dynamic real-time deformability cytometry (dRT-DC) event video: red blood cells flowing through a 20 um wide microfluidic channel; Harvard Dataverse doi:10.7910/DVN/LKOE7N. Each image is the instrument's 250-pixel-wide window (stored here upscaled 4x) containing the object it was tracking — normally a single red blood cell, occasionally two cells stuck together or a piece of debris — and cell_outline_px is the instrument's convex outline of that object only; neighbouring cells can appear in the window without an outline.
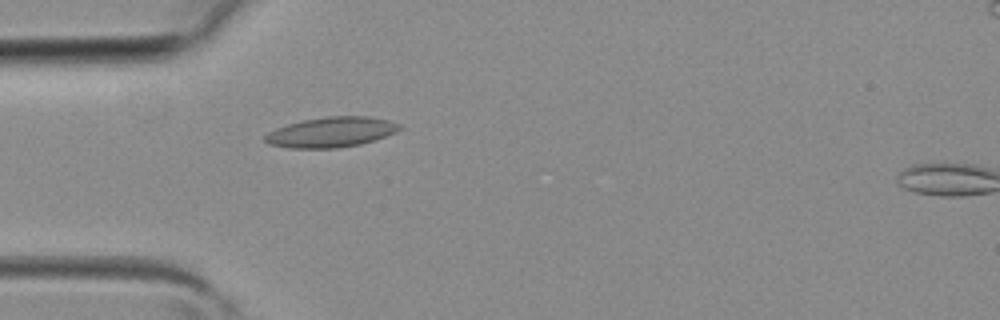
{"species": "common noctule bat (a hibernating species)", "species_latin": "Nyctalus noctula", "temperature_condition": "room temperature", "stored_images_in_passage": 5, "camera_frame_rate_fps": 3000, "um_per_image_px": 0.085, "animal": {"sex": "female", "body_mass_g": 19.3, "forearm_length_mm": 54.1}, "frame": {"image": 1, "passage_image": 4, "time_ms": 1.0, "image_size_px": [1000, 320], "cell_outline_px": [[404, 128], [396, 132], [360, 144], [336, 148], [288, 148], [268, 144], [264, 140], [264, 136], [268, 132], [276, 128], [288, 124], [304, 120], [328, 116], [368, 116], [388, 120], [400, 124]], "centroid_in_image_um": [28.14, 11.23], "position_along_channel_um": 56.9, "area_um2": 23.58}}